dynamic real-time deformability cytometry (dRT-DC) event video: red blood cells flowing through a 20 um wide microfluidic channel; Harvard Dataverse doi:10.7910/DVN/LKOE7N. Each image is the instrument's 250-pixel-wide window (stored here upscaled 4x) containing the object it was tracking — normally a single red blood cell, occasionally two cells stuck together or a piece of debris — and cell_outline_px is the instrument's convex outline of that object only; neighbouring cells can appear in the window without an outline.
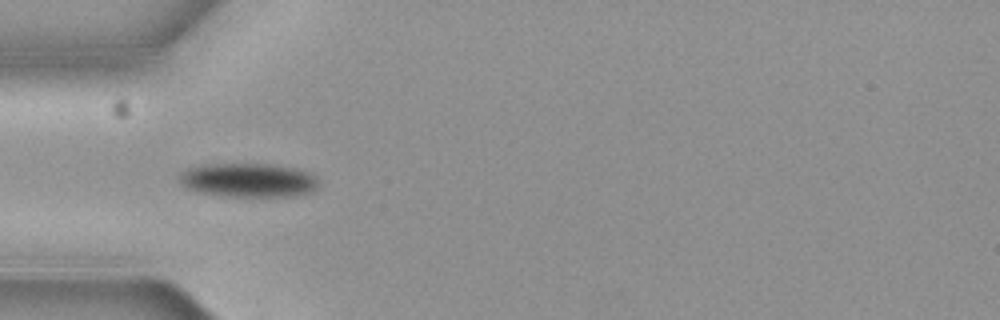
{"species": "common noctule bat (a hibernating species)", "species_latin": "Nyctalus noctula", "temperature_condition": "cold", "stored_images_in_passage": 9, "camera_frame_rate_fps": 3000, "um_per_image_px": 0.085, "animal": {"sex": "female", "body_mass_g": 19.3, "forearm_length_mm": 54.1}, "frame": {"image": 1, "passage_image": 6, "time_ms": 1.667, "image_size_px": [1000, 320], "cell_outline_px": [[316, 188], [308, 192], [292, 196], [228, 196], [196, 192], [188, 188], [176, 176], [180, 172], [188, 168], [216, 164], [268, 164], [296, 168], [312, 176], [316, 180]], "centroid_in_image_um": [21.04, 15.31], "position_along_channel_um": 64.0, "area_um2": 26.99}}
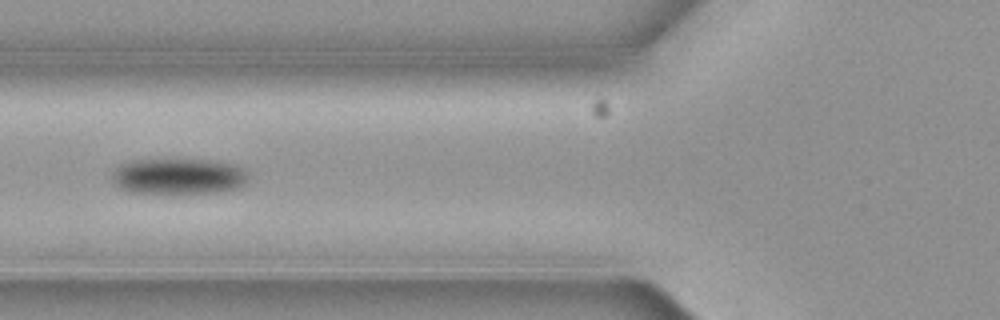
{"frame": {"image": 2, "passage_image": 7, "time_ms": 2.0, "image_size_px": [1000, 320], "cell_outline_px": [[244, 184], [236, 188], [220, 192], [128, 192], [120, 188], [112, 180], [112, 172], [120, 164], [132, 160], [208, 160], [232, 164], [240, 168], [244, 172]], "centroid_in_image_um": [15.08, 14.98], "position_along_channel_um": 110.7, "area_um2": 27.74}}
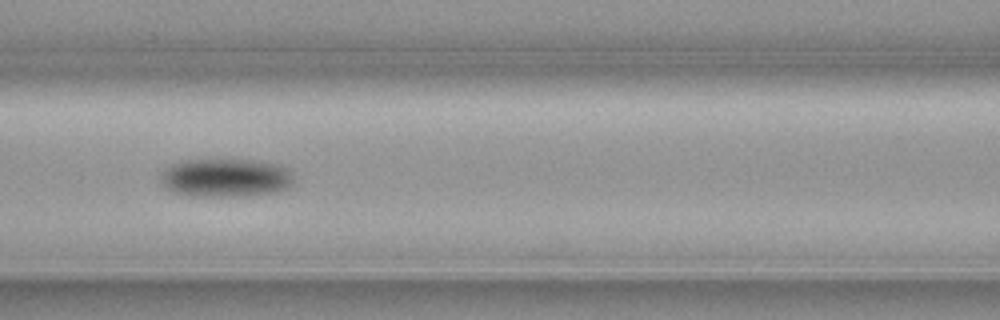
{"frame": {"image": 3, "passage_image": 8, "time_ms": 2.333, "image_size_px": [1000, 320], "cell_outline_px": [[292, 184], [288, 188], [276, 192], [244, 196], [188, 196], [176, 192], [168, 188], [160, 180], [164, 172], [172, 164], [184, 160], [256, 160], [280, 164], [288, 168], [292, 176]], "centroid_in_image_um": [19.24, 15.11], "position_along_channel_um": 147.4, "area_um2": 29.71}}